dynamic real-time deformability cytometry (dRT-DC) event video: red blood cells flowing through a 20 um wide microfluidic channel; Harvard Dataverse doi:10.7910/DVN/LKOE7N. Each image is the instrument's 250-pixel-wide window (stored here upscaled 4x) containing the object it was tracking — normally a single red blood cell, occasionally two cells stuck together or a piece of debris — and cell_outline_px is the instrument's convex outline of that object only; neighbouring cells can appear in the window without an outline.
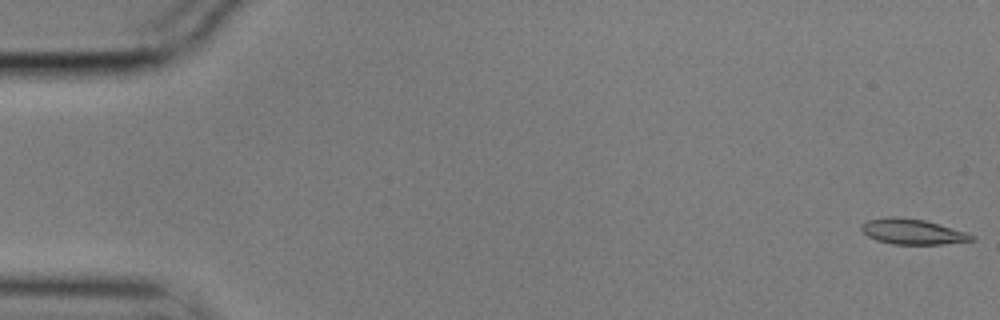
{"species": "common noctule bat (a hibernating species)", "species_latin": "Nyctalus noctula", "temperature_condition": "cold", "stored_images_in_passage": 10, "camera_frame_rate_fps": 3000, "um_per_image_px": 0.085, "animal": {"sex": "male", "body_mass_g": 17.9}, "frame": {"image": 1, "passage_image": 1, "time_ms": 0.0, "image_size_px": [1000, 320], "cell_outline_px": [[976, 240], [944, 244], [892, 244], [876, 240], [868, 236], [860, 228], [868, 220], [888, 216], [896, 216], [924, 220], [968, 232], [976, 236]], "centroid_in_image_um": [77.62, 19.69], "position_along_channel_um": 7.4, "area_um2": 16.36}}